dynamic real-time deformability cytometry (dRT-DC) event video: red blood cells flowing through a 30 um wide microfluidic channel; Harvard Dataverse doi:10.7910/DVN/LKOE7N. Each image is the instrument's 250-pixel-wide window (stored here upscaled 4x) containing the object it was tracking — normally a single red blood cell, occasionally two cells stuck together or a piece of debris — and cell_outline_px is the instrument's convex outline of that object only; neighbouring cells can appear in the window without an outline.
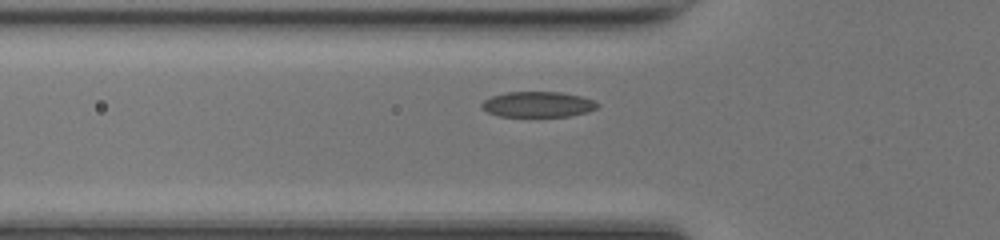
{"species": "common noctule bat (a hibernating species)", "species_latin": "Nyctalus noctula", "temperature_condition": "room temperature", "stored_images_in_passage": 34, "camera_frame_rate_fps": 3000, "um_per_image_px": 0.085, "animal": {"sex": "female", "body_mass_g": 17.0, "forearm_length_mm": 48.0}, "frame": {"image": 1, "passage_image": 7, "time_ms": 2.0, "image_size_px": [1000, 240], "cell_outline_px": [[600, 104], [596, 108], [588, 112], [568, 116], [500, 116], [488, 112], [480, 108], [480, 104], [484, 100], [492, 96], [508, 92], [560, 92], [580, 96], [592, 100]], "centroid_in_image_um": [45.7, 8.87], "position_along_channel_um": 80.1, "area_um2": 17.11}}
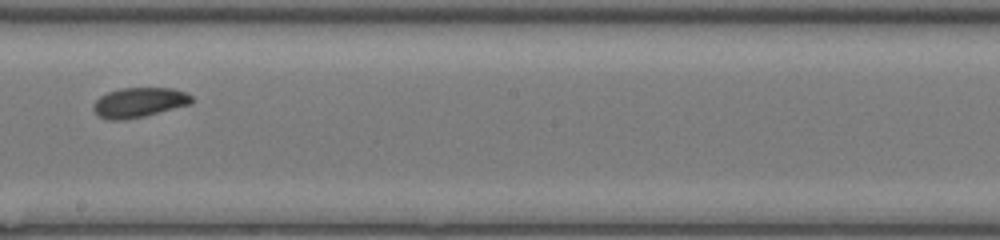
{"frame": {"image": 2, "passage_image": 18, "time_ms": 5.667, "image_size_px": [1000, 240], "cell_outline_px": [[192, 104], [144, 116], [124, 120], [108, 120], [100, 116], [92, 108], [92, 104], [100, 96], [108, 92], [120, 88], [172, 88], [184, 92], [192, 96]], "centroid_in_image_um": [11.81, 8.71], "position_along_channel_um": 236.4, "area_um2": 17.05}}
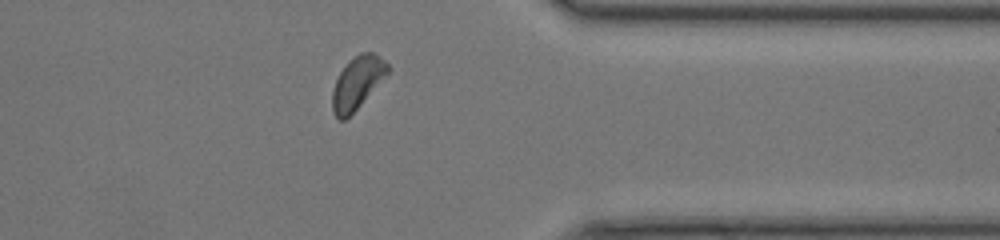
{"frame": {"image": 3, "passage_image": 29, "time_ms": 9.333, "image_size_px": [1000, 240], "cell_outline_px": [[392, 68], [360, 104], [344, 120], [340, 120], [332, 112], [332, 88], [340, 72], [348, 60], [360, 52], [372, 52], [380, 56]], "centroid_in_image_um": [30.35, 6.99], "position_along_channel_um": 381.0, "area_um2": 16.7}}